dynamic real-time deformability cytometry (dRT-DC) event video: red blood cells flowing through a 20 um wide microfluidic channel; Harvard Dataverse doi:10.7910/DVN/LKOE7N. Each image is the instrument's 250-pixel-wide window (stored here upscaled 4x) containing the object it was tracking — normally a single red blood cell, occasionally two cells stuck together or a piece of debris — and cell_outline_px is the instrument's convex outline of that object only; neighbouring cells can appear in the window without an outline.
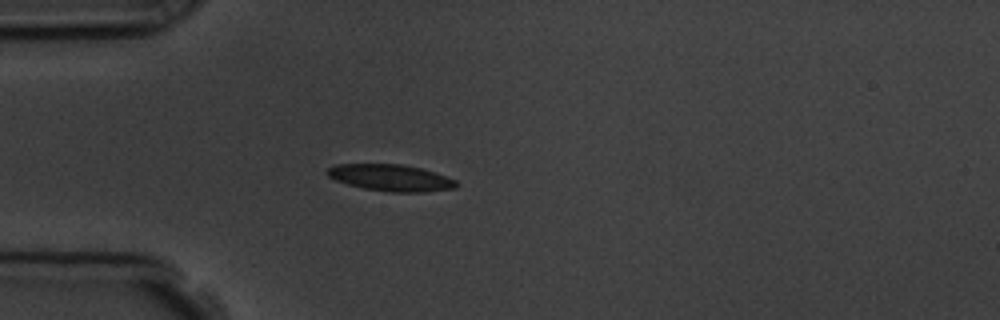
{"species": "common noctule bat (a hibernating species)", "species_latin": "Nyctalus noctula", "temperature_condition": "room temperature", "stored_images_in_passage": 4, "camera_frame_rate_fps": 3000, "um_per_image_px": 0.085, "animal": {"sex": "male", "body_mass_g": 19.5, "forearm_length_mm": 54.6}, "frame": {"image": 1, "passage_image": 4, "time_ms": 3.333, "image_size_px": [1000, 320], "cell_outline_px": [[456, 188], [424, 192], [392, 192], [364, 188], [348, 184], [336, 180], [328, 176], [324, 172], [328, 168], [336, 164], [400, 164], [420, 168], [456, 180]], "centroid_in_image_um": [33.17, 15.11], "position_along_channel_um": 51.8, "area_um2": 19.77}}